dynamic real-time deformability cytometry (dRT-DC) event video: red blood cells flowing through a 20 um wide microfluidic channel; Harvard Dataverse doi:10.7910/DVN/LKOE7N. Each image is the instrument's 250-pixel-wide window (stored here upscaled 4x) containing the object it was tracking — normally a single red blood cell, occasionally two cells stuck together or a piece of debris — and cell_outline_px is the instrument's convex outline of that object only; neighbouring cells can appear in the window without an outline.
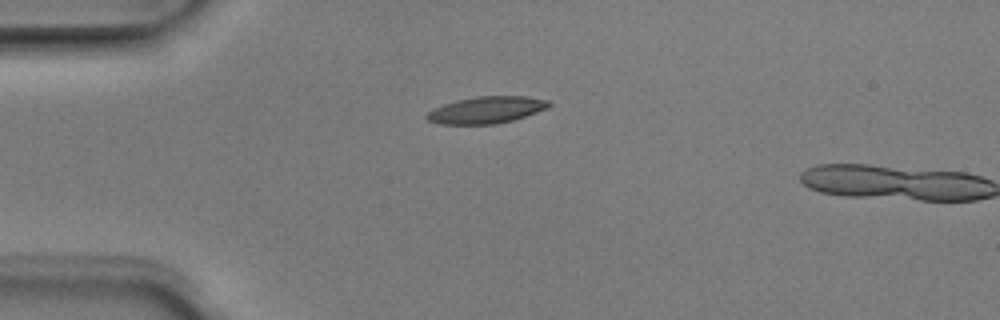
{"species": "Egyptian fruit bat (a non-hibernating species)", "species_latin": "Rousettus aegyptiacus", "temperature_condition": "room temperature", "stored_images_in_passage": 3, "camera_frame_rate_fps": 3000, "um_per_image_px": 0.085, "animal": {"sex": "male"}, "frame": {"image": 1, "passage_image": 2, "time_ms": 0.333, "image_size_px": [1000, 320], "cell_outline_px": [[552, 104], [548, 108], [512, 120], [496, 124], [440, 124], [428, 120], [424, 116], [432, 108], [456, 100], [476, 96], [524, 96], [548, 100]], "centroid_in_image_um": [41.32, 9.34], "position_along_channel_um": 43.7, "area_um2": 19.07}}